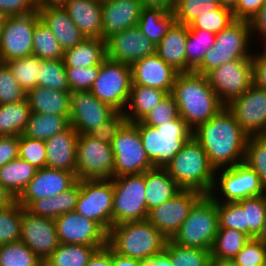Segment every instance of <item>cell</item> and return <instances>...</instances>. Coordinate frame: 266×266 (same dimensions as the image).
Returning a JSON list of instances; mask_svg holds the SVG:
<instances>
[{"label": "cell", "instance_id": "6da1fadb", "mask_svg": "<svg viewBox=\"0 0 266 266\" xmlns=\"http://www.w3.org/2000/svg\"><path fill=\"white\" fill-rule=\"evenodd\" d=\"M192 136L201 144L216 170L244 162L248 135L226 106L194 129Z\"/></svg>", "mask_w": 266, "mask_h": 266}, {"label": "cell", "instance_id": "7a4b0ae2", "mask_svg": "<svg viewBox=\"0 0 266 266\" xmlns=\"http://www.w3.org/2000/svg\"><path fill=\"white\" fill-rule=\"evenodd\" d=\"M171 94L179 116L192 131L225 107L209 85L206 75L195 71L178 73Z\"/></svg>", "mask_w": 266, "mask_h": 266}, {"label": "cell", "instance_id": "3957f363", "mask_svg": "<svg viewBox=\"0 0 266 266\" xmlns=\"http://www.w3.org/2000/svg\"><path fill=\"white\" fill-rule=\"evenodd\" d=\"M170 177L183 189L209 195L217 170L211 165L201 144L191 136L165 167Z\"/></svg>", "mask_w": 266, "mask_h": 266}, {"label": "cell", "instance_id": "277c9868", "mask_svg": "<svg viewBox=\"0 0 266 266\" xmlns=\"http://www.w3.org/2000/svg\"><path fill=\"white\" fill-rule=\"evenodd\" d=\"M167 239L146 219L112 225L107 245L119 255L144 261L162 252Z\"/></svg>", "mask_w": 266, "mask_h": 266}, {"label": "cell", "instance_id": "5b68a950", "mask_svg": "<svg viewBox=\"0 0 266 266\" xmlns=\"http://www.w3.org/2000/svg\"><path fill=\"white\" fill-rule=\"evenodd\" d=\"M133 124L138 128L143 148L154 167L165 168L193 135L180 116L156 127L141 121Z\"/></svg>", "mask_w": 266, "mask_h": 266}, {"label": "cell", "instance_id": "8992f818", "mask_svg": "<svg viewBox=\"0 0 266 266\" xmlns=\"http://www.w3.org/2000/svg\"><path fill=\"white\" fill-rule=\"evenodd\" d=\"M218 228L217 202L210 195H203L171 240L183 247L211 250Z\"/></svg>", "mask_w": 266, "mask_h": 266}, {"label": "cell", "instance_id": "52a82bcc", "mask_svg": "<svg viewBox=\"0 0 266 266\" xmlns=\"http://www.w3.org/2000/svg\"><path fill=\"white\" fill-rule=\"evenodd\" d=\"M251 39L250 22L234 20L225 29L215 34L213 47L205 53L202 63L194 71L206 75L225 63L237 59H252L253 53L248 46Z\"/></svg>", "mask_w": 266, "mask_h": 266}, {"label": "cell", "instance_id": "ba28073f", "mask_svg": "<svg viewBox=\"0 0 266 266\" xmlns=\"http://www.w3.org/2000/svg\"><path fill=\"white\" fill-rule=\"evenodd\" d=\"M113 225L146 220L148 210L145 198L144 173L112 178Z\"/></svg>", "mask_w": 266, "mask_h": 266}, {"label": "cell", "instance_id": "9c48e42d", "mask_svg": "<svg viewBox=\"0 0 266 266\" xmlns=\"http://www.w3.org/2000/svg\"><path fill=\"white\" fill-rule=\"evenodd\" d=\"M132 84L131 66L106 58L100 65L97 79L90 92L101 102L123 112Z\"/></svg>", "mask_w": 266, "mask_h": 266}, {"label": "cell", "instance_id": "30bf717a", "mask_svg": "<svg viewBox=\"0 0 266 266\" xmlns=\"http://www.w3.org/2000/svg\"><path fill=\"white\" fill-rule=\"evenodd\" d=\"M112 179L80 180V193L75 211L97 222L107 233L113 225Z\"/></svg>", "mask_w": 266, "mask_h": 266}, {"label": "cell", "instance_id": "8fae6325", "mask_svg": "<svg viewBox=\"0 0 266 266\" xmlns=\"http://www.w3.org/2000/svg\"><path fill=\"white\" fill-rule=\"evenodd\" d=\"M114 154V178L123 175L142 174L154 168L148 159L138 128L126 122L111 144Z\"/></svg>", "mask_w": 266, "mask_h": 266}, {"label": "cell", "instance_id": "7c38bea8", "mask_svg": "<svg viewBox=\"0 0 266 266\" xmlns=\"http://www.w3.org/2000/svg\"><path fill=\"white\" fill-rule=\"evenodd\" d=\"M76 167L78 180L114 178V154L111 145L88 134H78Z\"/></svg>", "mask_w": 266, "mask_h": 266}, {"label": "cell", "instance_id": "4fadbf2b", "mask_svg": "<svg viewBox=\"0 0 266 266\" xmlns=\"http://www.w3.org/2000/svg\"><path fill=\"white\" fill-rule=\"evenodd\" d=\"M39 21L38 11L4 18L0 30V62L32 55L34 28Z\"/></svg>", "mask_w": 266, "mask_h": 266}, {"label": "cell", "instance_id": "5bb4252c", "mask_svg": "<svg viewBox=\"0 0 266 266\" xmlns=\"http://www.w3.org/2000/svg\"><path fill=\"white\" fill-rule=\"evenodd\" d=\"M220 173V178L215 173V181L209 194L216 202H237L244 198L266 194V189L257 173L244 162L233 167L222 168ZM215 189H221L220 192H222L224 197L222 201L217 198V190Z\"/></svg>", "mask_w": 266, "mask_h": 266}, {"label": "cell", "instance_id": "9a60e30c", "mask_svg": "<svg viewBox=\"0 0 266 266\" xmlns=\"http://www.w3.org/2000/svg\"><path fill=\"white\" fill-rule=\"evenodd\" d=\"M209 85L226 106L253 84L252 59H237L216 67L206 74Z\"/></svg>", "mask_w": 266, "mask_h": 266}, {"label": "cell", "instance_id": "2e32d148", "mask_svg": "<svg viewBox=\"0 0 266 266\" xmlns=\"http://www.w3.org/2000/svg\"><path fill=\"white\" fill-rule=\"evenodd\" d=\"M226 107L248 136H266V89L253 83Z\"/></svg>", "mask_w": 266, "mask_h": 266}, {"label": "cell", "instance_id": "e0dca14e", "mask_svg": "<svg viewBox=\"0 0 266 266\" xmlns=\"http://www.w3.org/2000/svg\"><path fill=\"white\" fill-rule=\"evenodd\" d=\"M203 196L195 190H183L176 197L149 211L147 220L166 238L172 239L189 215L191 208Z\"/></svg>", "mask_w": 266, "mask_h": 266}, {"label": "cell", "instance_id": "ac0fdd59", "mask_svg": "<svg viewBox=\"0 0 266 266\" xmlns=\"http://www.w3.org/2000/svg\"><path fill=\"white\" fill-rule=\"evenodd\" d=\"M59 242L62 244L105 247L108 233L95 221L71 211L54 219Z\"/></svg>", "mask_w": 266, "mask_h": 266}, {"label": "cell", "instance_id": "d6986e66", "mask_svg": "<svg viewBox=\"0 0 266 266\" xmlns=\"http://www.w3.org/2000/svg\"><path fill=\"white\" fill-rule=\"evenodd\" d=\"M115 112V109L101 102L90 91H75L70 94L69 122L78 134H88L99 124L105 123Z\"/></svg>", "mask_w": 266, "mask_h": 266}, {"label": "cell", "instance_id": "ffe728a7", "mask_svg": "<svg viewBox=\"0 0 266 266\" xmlns=\"http://www.w3.org/2000/svg\"><path fill=\"white\" fill-rule=\"evenodd\" d=\"M20 241L44 262L60 244L54 219L35 216L24 209Z\"/></svg>", "mask_w": 266, "mask_h": 266}, {"label": "cell", "instance_id": "44dd1931", "mask_svg": "<svg viewBox=\"0 0 266 266\" xmlns=\"http://www.w3.org/2000/svg\"><path fill=\"white\" fill-rule=\"evenodd\" d=\"M105 42L108 59L130 66L139 59L154 55L156 49L137 25L108 37Z\"/></svg>", "mask_w": 266, "mask_h": 266}, {"label": "cell", "instance_id": "7402d4cb", "mask_svg": "<svg viewBox=\"0 0 266 266\" xmlns=\"http://www.w3.org/2000/svg\"><path fill=\"white\" fill-rule=\"evenodd\" d=\"M77 181L75 173L48 167L41 168L37 170L16 201L26 209L34 200L58 195Z\"/></svg>", "mask_w": 266, "mask_h": 266}, {"label": "cell", "instance_id": "603a6c76", "mask_svg": "<svg viewBox=\"0 0 266 266\" xmlns=\"http://www.w3.org/2000/svg\"><path fill=\"white\" fill-rule=\"evenodd\" d=\"M178 73L155 53L131 65V85L159 88L170 94Z\"/></svg>", "mask_w": 266, "mask_h": 266}, {"label": "cell", "instance_id": "cb8c5ba5", "mask_svg": "<svg viewBox=\"0 0 266 266\" xmlns=\"http://www.w3.org/2000/svg\"><path fill=\"white\" fill-rule=\"evenodd\" d=\"M143 5L140 0H106L102 2V39L136 26Z\"/></svg>", "mask_w": 266, "mask_h": 266}, {"label": "cell", "instance_id": "d4e9b609", "mask_svg": "<svg viewBox=\"0 0 266 266\" xmlns=\"http://www.w3.org/2000/svg\"><path fill=\"white\" fill-rule=\"evenodd\" d=\"M77 137L78 132L70 125L64 131L44 141L46 145V167L66 170L75 173L77 176Z\"/></svg>", "mask_w": 266, "mask_h": 266}, {"label": "cell", "instance_id": "484cf974", "mask_svg": "<svg viewBox=\"0 0 266 266\" xmlns=\"http://www.w3.org/2000/svg\"><path fill=\"white\" fill-rule=\"evenodd\" d=\"M38 14L40 20L57 38L63 51L76 46L86 38L62 6L38 8Z\"/></svg>", "mask_w": 266, "mask_h": 266}, {"label": "cell", "instance_id": "4316f807", "mask_svg": "<svg viewBox=\"0 0 266 266\" xmlns=\"http://www.w3.org/2000/svg\"><path fill=\"white\" fill-rule=\"evenodd\" d=\"M62 7L86 38L102 39V2L67 0Z\"/></svg>", "mask_w": 266, "mask_h": 266}, {"label": "cell", "instance_id": "83f0119b", "mask_svg": "<svg viewBox=\"0 0 266 266\" xmlns=\"http://www.w3.org/2000/svg\"><path fill=\"white\" fill-rule=\"evenodd\" d=\"M188 25L174 22L156 45L155 53L179 73L186 72Z\"/></svg>", "mask_w": 266, "mask_h": 266}, {"label": "cell", "instance_id": "f1b7e54d", "mask_svg": "<svg viewBox=\"0 0 266 266\" xmlns=\"http://www.w3.org/2000/svg\"><path fill=\"white\" fill-rule=\"evenodd\" d=\"M145 198L148 212L176 197L183 189L170 177L167 170L154 167L144 172Z\"/></svg>", "mask_w": 266, "mask_h": 266}, {"label": "cell", "instance_id": "f546056e", "mask_svg": "<svg viewBox=\"0 0 266 266\" xmlns=\"http://www.w3.org/2000/svg\"><path fill=\"white\" fill-rule=\"evenodd\" d=\"M70 91H58L51 88L35 87L27 92L32 112L70 116Z\"/></svg>", "mask_w": 266, "mask_h": 266}, {"label": "cell", "instance_id": "4dcf8cb0", "mask_svg": "<svg viewBox=\"0 0 266 266\" xmlns=\"http://www.w3.org/2000/svg\"><path fill=\"white\" fill-rule=\"evenodd\" d=\"M167 94L166 91L159 88L131 85L128 102L125 107L128 111L126 109L123 111L127 122L141 121Z\"/></svg>", "mask_w": 266, "mask_h": 266}, {"label": "cell", "instance_id": "1f68e13d", "mask_svg": "<svg viewBox=\"0 0 266 266\" xmlns=\"http://www.w3.org/2000/svg\"><path fill=\"white\" fill-rule=\"evenodd\" d=\"M106 58V42L99 38H85L63 53L65 67L101 65Z\"/></svg>", "mask_w": 266, "mask_h": 266}, {"label": "cell", "instance_id": "d6a6232c", "mask_svg": "<svg viewBox=\"0 0 266 266\" xmlns=\"http://www.w3.org/2000/svg\"><path fill=\"white\" fill-rule=\"evenodd\" d=\"M37 170L28 161L18 157L0 168V182L17 198L33 179Z\"/></svg>", "mask_w": 266, "mask_h": 266}, {"label": "cell", "instance_id": "836d02e7", "mask_svg": "<svg viewBox=\"0 0 266 266\" xmlns=\"http://www.w3.org/2000/svg\"><path fill=\"white\" fill-rule=\"evenodd\" d=\"M174 22L175 17L172 11L143 7L137 26L156 46Z\"/></svg>", "mask_w": 266, "mask_h": 266}, {"label": "cell", "instance_id": "e575fe53", "mask_svg": "<svg viewBox=\"0 0 266 266\" xmlns=\"http://www.w3.org/2000/svg\"><path fill=\"white\" fill-rule=\"evenodd\" d=\"M69 117L32 112L21 135L46 141L70 126Z\"/></svg>", "mask_w": 266, "mask_h": 266}, {"label": "cell", "instance_id": "d590c367", "mask_svg": "<svg viewBox=\"0 0 266 266\" xmlns=\"http://www.w3.org/2000/svg\"><path fill=\"white\" fill-rule=\"evenodd\" d=\"M31 113L27 98L17 103L0 104V136H20Z\"/></svg>", "mask_w": 266, "mask_h": 266}, {"label": "cell", "instance_id": "8d00e7d4", "mask_svg": "<svg viewBox=\"0 0 266 266\" xmlns=\"http://www.w3.org/2000/svg\"><path fill=\"white\" fill-rule=\"evenodd\" d=\"M104 247L62 244L44 261V266H85L92 255Z\"/></svg>", "mask_w": 266, "mask_h": 266}, {"label": "cell", "instance_id": "74e56055", "mask_svg": "<svg viewBox=\"0 0 266 266\" xmlns=\"http://www.w3.org/2000/svg\"><path fill=\"white\" fill-rule=\"evenodd\" d=\"M250 238L239 230L218 228L210 250L211 259L234 258Z\"/></svg>", "mask_w": 266, "mask_h": 266}, {"label": "cell", "instance_id": "f35d334b", "mask_svg": "<svg viewBox=\"0 0 266 266\" xmlns=\"http://www.w3.org/2000/svg\"><path fill=\"white\" fill-rule=\"evenodd\" d=\"M215 34L207 30L188 29L186 42V72L194 71L201 63L205 53L213 47Z\"/></svg>", "mask_w": 266, "mask_h": 266}, {"label": "cell", "instance_id": "ab89813d", "mask_svg": "<svg viewBox=\"0 0 266 266\" xmlns=\"http://www.w3.org/2000/svg\"><path fill=\"white\" fill-rule=\"evenodd\" d=\"M63 53L57 38L40 20L34 28L32 54L42 60H59Z\"/></svg>", "mask_w": 266, "mask_h": 266}, {"label": "cell", "instance_id": "60d3db41", "mask_svg": "<svg viewBox=\"0 0 266 266\" xmlns=\"http://www.w3.org/2000/svg\"><path fill=\"white\" fill-rule=\"evenodd\" d=\"M164 251L174 266H208L211 262L210 250L183 247L167 239Z\"/></svg>", "mask_w": 266, "mask_h": 266}, {"label": "cell", "instance_id": "b9f144b4", "mask_svg": "<svg viewBox=\"0 0 266 266\" xmlns=\"http://www.w3.org/2000/svg\"><path fill=\"white\" fill-rule=\"evenodd\" d=\"M0 266H44V262L23 242L0 245Z\"/></svg>", "mask_w": 266, "mask_h": 266}, {"label": "cell", "instance_id": "7bdbcfd3", "mask_svg": "<svg viewBox=\"0 0 266 266\" xmlns=\"http://www.w3.org/2000/svg\"><path fill=\"white\" fill-rule=\"evenodd\" d=\"M41 62L42 59L32 54L5 63L9 66L19 85L27 93L29 90L38 86V70Z\"/></svg>", "mask_w": 266, "mask_h": 266}, {"label": "cell", "instance_id": "ee69618b", "mask_svg": "<svg viewBox=\"0 0 266 266\" xmlns=\"http://www.w3.org/2000/svg\"><path fill=\"white\" fill-rule=\"evenodd\" d=\"M38 86L58 91H70L63 59L42 60L38 70Z\"/></svg>", "mask_w": 266, "mask_h": 266}, {"label": "cell", "instance_id": "f6af8a7d", "mask_svg": "<svg viewBox=\"0 0 266 266\" xmlns=\"http://www.w3.org/2000/svg\"><path fill=\"white\" fill-rule=\"evenodd\" d=\"M17 201L0 208V245L20 241L22 211Z\"/></svg>", "mask_w": 266, "mask_h": 266}, {"label": "cell", "instance_id": "bcb514c9", "mask_svg": "<svg viewBox=\"0 0 266 266\" xmlns=\"http://www.w3.org/2000/svg\"><path fill=\"white\" fill-rule=\"evenodd\" d=\"M245 212V226H248V237L256 238L264 225L266 194L244 198L237 201Z\"/></svg>", "mask_w": 266, "mask_h": 266}, {"label": "cell", "instance_id": "7dc6e473", "mask_svg": "<svg viewBox=\"0 0 266 266\" xmlns=\"http://www.w3.org/2000/svg\"><path fill=\"white\" fill-rule=\"evenodd\" d=\"M220 6L219 0H175L172 12L176 22L189 25L195 18Z\"/></svg>", "mask_w": 266, "mask_h": 266}, {"label": "cell", "instance_id": "c3c4849f", "mask_svg": "<svg viewBox=\"0 0 266 266\" xmlns=\"http://www.w3.org/2000/svg\"><path fill=\"white\" fill-rule=\"evenodd\" d=\"M244 163L257 173L266 189V136H248Z\"/></svg>", "mask_w": 266, "mask_h": 266}, {"label": "cell", "instance_id": "681fc988", "mask_svg": "<svg viewBox=\"0 0 266 266\" xmlns=\"http://www.w3.org/2000/svg\"><path fill=\"white\" fill-rule=\"evenodd\" d=\"M232 10L220 6L209 13H204L200 17L195 18L189 25L191 30H207L214 34L219 33L234 21Z\"/></svg>", "mask_w": 266, "mask_h": 266}, {"label": "cell", "instance_id": "f907efd6", "mask_svg": "<svg viewBox=\"0 0 266 266\" xmlns=\"http://www.w3.org/2000/svg\"><path fill=\"white\" fill-rule=\"evenodd\" d=\"M219 228L239 230L248 236L245 226V212L238 202H217Z\"/></svg>", "mask_w": 266, "mask_h": 266}, {"label": "cell", "instance_id": "816d5d0a", "mask_svg": "<svg viewBox=\"0 0 266 266\" xmlns=\"http://www.w3.org/2000/svg\"><path fill=\"white\" fill-rule=\"evenodd\" d=\"M27 93L19 85L9 66L0 62V104L17 103L26 99Z\"/></svg>", "mask_w": 266, "mask_h": 266}, {"label": "cell", "instance_id": "f5cc1de1", "mask_svg": "<svg viewBox=\"0 0 266 266\" xmlns=\"http://www.w3.org/2000/svg\"><path fill=\"white\" fill-rule=\"evenodd\" d=\"M18 157L28 161L36 169L46 167V145L43 140L19 136Z\"/></svg>", "mask_w": 266, "mask_h": 266}, {"label": "cell", "instance_id": "db71d44e", "mask_svg": "<svg viewBox=\"0 0 266 266\" xmlns=\"http://www.w3.org/2000/svg\"><path fill=\"white\" fill-rule=\"evenodd\" d=\"M179 116L174 96L167 94L142 120L148 126H159L168 123Z\"/></svg>", "mask_w": 266, "mask_h": 266}, {"label": "cell", "instance_id": "11a10c76", "mask_svg": "<svg viewBox=\"0 0 266 266\" xmlns=\"http://www.w3.org/2000/svg\"><path fill=\"white\" fill-rule=\"evenodd\" d=\"M100 65L90 67H66L67 81L70 92L90 91L97 79Z\"/></svg>", "mask_w": 266, "mask_h": 266}, {"label": "cell", "instance_id": "9f6ffc18", "mask_svg": "<svg viewBox=\"0 0 266 266\" xmlns=\"http://www.w3.org/2000/svg\"><path fill=\"white\" fill-rule=\"evenodd\" d=\"M233 259L239 266H266V244L249 239Z\"/></svg>", "mask_w": 266, "mask_h": 266}, {"label": "cell", "instance_id": "6f0895ef", "mask_svg": "<svg viewBox=\"0 0 266 266\" xmlns=\"http://www.w3.org/2000/svg\"><path fill=\"white\" fill-rule=\"evenodd\" d=\"M126 122L124 113L116 111L105 123L96 126L88 135L111 145L118 131Z\"/></svg>", "mask_w": 266, "mask_h": 266}, {"label": "cell", "instance_id": "680465c9", "mask_svg": "<svg viewBox=\"0 0 266 266\" xmlns=\"http://www.w3.org/2000/svg\"><path fill=\"white\" fill-rule=\"evenodd\" d=\"M80 193V180L72 187L53 196L54 200V219L62 214L75 211L77 199Z\"/></svg>", "mask_w": 266, "mask_h": 266}, {"label": "cell", "instance_id": "91938a15", "mask_svg": "<svg viewBox=\"0 0 266 266\" xmlns=\"http://www.w3.org/2000/svg\"><path fill=\"white\" fill-rule=\"evenodd\" d=\"M36 0H0V13L4 17L37 12Z\"/></svg>", "mask_w": 266, "mask_h": 266}, {"label": "cell", "instance_id": "94428289", "mask_svg": "<svg viewBox=\"0 0 266 266\" xmlns=\"http://www.w3.org/2000/svg\"><path fill=\"white\" fill-rule=\"evenodd\" d=\"M266 0H238L232 9L235 20L250 21L265 4Z\"/></svg>", "mask_w": 266, "mask_h": 266}, {"label": "cell", "instance_id": "6125c7cd", "mask_svg": "<svg viewBox=\"0 0 266 266\" xmlns=\"http://www.w3.org/2000/svg\"><path fill=\"white\" fill-rule=\"evenodd\" d=\"M19 136H0V168L18 158Z\"/></svg>", "mask_w": 266, "mask_h": 266}, {"label": "cell", "instance_id": "be15d7a7", "mask_svg": "<svg viewBox=\"0 0 266 266\" xmlns=\"http://www.w3.org/2000/svg\"><path fill=\"white\" fill-rule=\"evenodd\" d=\"M253 83L266 89V49L261 53L252 55Z\"/></svg>", "mask_w": 266, "mask_h": 266}, {"label": "cell", "instance_id": "e7e4bbea", "mask_svg": "<svg viewBox=\"0 0 266 266\" xmlns=\"http://www.w3.org/2000/svg\"><path fill=\"white\" fill-rule=\"evenodd\" d=\"M32 215L54 219L53 197L34 200L27 208Z\"/></svg>", "mask_w": 266, "mask_h": 266}, {"label": "cell", "instance_id": "03108f58", "mask_svg": "<svg viewBox=\"0 0 266 266\" xmlns=\"http://www.w3.org/2000/svg\"><path fill=\"white\" fill-rule=\"evenodd\" d=\"M249 22L251 26V36L254 37L253 35H258L260 32L259 35H261V38L263 39L262 42H265L264 46L266 47V2Z\"/></svg>", "mask_w": 266, "mask_h": 266}, {"label": "cell", "instance_id": "003e7915", "mask_svg": "<svg viewBox=\"0 0 266 266\" xmlns=\"http://www.w3.org/2000/svg\"><path fill=\"white\" fill-rule=\"evenodd\" d=\"M85 266H112V249L108 245L98 249Z\"/></svg>", "mask_w": 266, "mask_h": 266}, {"label": "cell", "instance_id": "a7ac6f4b", "mask_svg": "<svg viewBox=\"0 0 266 266\" xmlns=\"http://www.w3.org/2000/svg\"><path fill=\"white\" fill-rule=\"evenodd\" d=\"M143 266H174L169 255L163 250L162 252L148 257L143 261Z\"/></svg>", "mask_w": 266, "mask_h": 266}, {"label": "cell", "instance_id": "89a4df30", "mask_svg": "<svg viewBox=\"0 0 266 266\" xmlns=\"http://www.w3.org/2000/svg\"><path fill=\"white\" fill-rule=\"evenodd\" d=\"M112 266H143V261L119 255L112 250Z\"/></svg>", "mask_w": 266, "mask_h": 266}, {"label": "cell", "instance_id": "2644e50d", "mask_svg": "<svg viewBox=\"0 0 266 266\" xmlns=\"http://www.w3.org/2000/svg\"><path fill=\"white\" fill-rule=\"evenodd\" d=\"M143 7L160 8L165 11H173L175 0H140Z\"/></svg>", "mask_w": 266, "mask_h": 266}, {"label": "cell", "instance_id": "8c879c8a", "mask_svg": "<svg viewBox=\"0 0 266 266\" xmlns=\"http://www.w3.org/2000/svg\"><path fill=\"white\" fill-rule=\"evenodd\" d=\"M16 201V198L0 182V208L10 206Z\"/></svg>", "mask_w": 266, "mask_h": 266}, {"label": "cell", "instance_id": "753ad0ef", "mask_svg": "<svg viewBox=\"0 0 266 266\" xmlns=\"http://www.w3.org/2000/svg\"><path fill=\"white\" fill-rule=\"evenodd\" d=\"M67 0H36L37 8L63 6Z\"/></svg>", "mask_w": 266, "mask_h": 266}, {"label": "cell", "instance_id": "34e18365", "mask_svg": "<svg viewBox=\"0 0 266 266\" xmlns=\"http://www.w3.org/2000/svg\"><path fill=\"white\" fill-rule=\"evenodd\" d=\"M213 266H239L233 258L211 259Z\"/></svg>", "mask_w": 266, "mask_h": 266}, {"label": "cell", "instance_id": "11e5206c", "mask_svg": "<svg viewBox=\"0 0 266 266\" xmlns=\"http://www.w3.org/2000/svg\"><path fill=\"white\" fill-rule=\"evenodd\" d=\"M256 239L260 240L264 244H266V208H265V219H264V225L262 226V230L260 234L256 237Z\"/></svg>", "mask_w": 266, "mask_h": 266}, {"label": "cell", "instance_id": "2a66077c", "mask_svg": "<svg viewBox=\"0 0 266 266\" xmlns=\"http://www.w3.org/2000/svg\"><path fill=\"white\" fill-rule=\"evenodd\" d=\"M237 1L238 0H219V3L221 6L232 10L236 6Z\"/></svg>", "mask_w": 266, "mask_h": 266}, {"label": "cell", "instance_id": "b9fcfbb0", "mask_svg": "<svg viewBox=\"0 0 266 266\" xmlns=\"http://www.w3.org/2000/svg\"><path fill=\"white\" fill-rule=\"evenodd\" d=\"M4 18L5 17L0 13V30H1V26H2Z\"/></svg>", "mask_w": 266, "mask_h": 266}]
</instances>
